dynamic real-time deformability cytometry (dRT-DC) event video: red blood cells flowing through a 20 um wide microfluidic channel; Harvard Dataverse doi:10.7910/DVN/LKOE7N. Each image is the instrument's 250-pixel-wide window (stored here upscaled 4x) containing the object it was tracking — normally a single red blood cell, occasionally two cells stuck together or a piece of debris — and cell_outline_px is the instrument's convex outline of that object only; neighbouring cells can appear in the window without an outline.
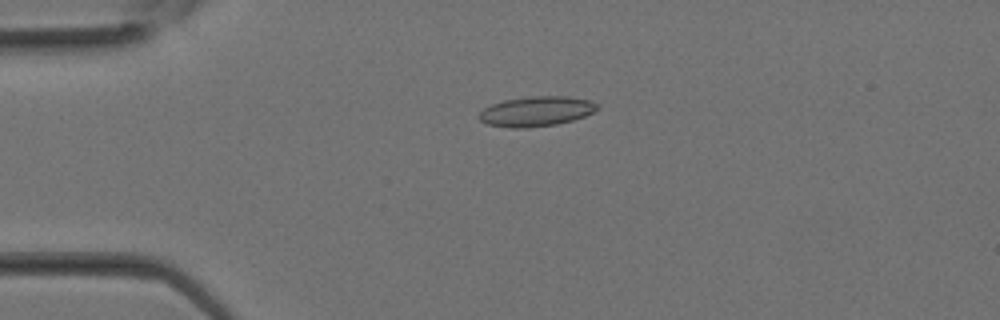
{"species": "Egyptian fruit bat (a non-hibernating species)", "species_latin": "Rousettus aegyptiacus", "temperature_condition": "room temperature", "stored_images_in_passage": 15, "camera_frame_rate_fps": 3000, "um_per_image_px": 0.085, "animal": {"sex": "female"}, "frame": {"image": 1, "passage_image": 8, "time_ms": 2.333, "image_size_px": [1000, 320], "cell_outline_px": [[600, 104], [592, 112], [584, 116], [572, 120], [556, 124], [524, 128], [512, 128], [488, 124], [480, 120], [476, 116], [484, 108], [492, 104], [504, 100], [528, 96], [568, 96], [592, 100]], "centroid_in_image_um": [45.58, 9.45], "position_along_channel_um": 39.4, "area_um2": 20.63}}
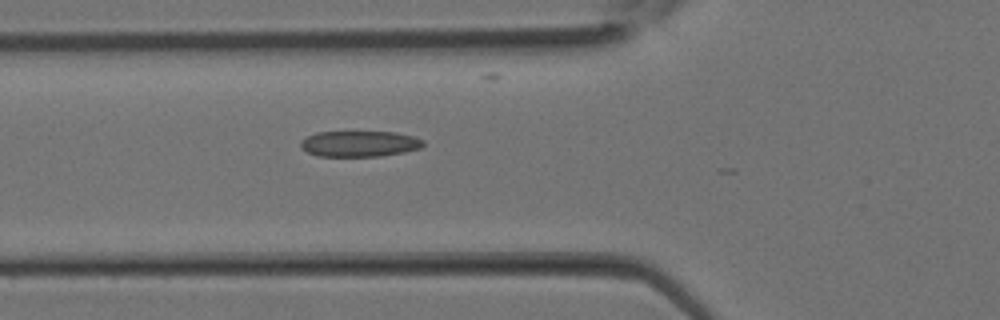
{"frame": {"image": 2, "passage_image": 12, "time_ms": 3.667, "image_size_px": [1000, 320], "cell_outline_px": [[424, 144], [420, 148], [404, 152], [380, 156], [316, 156], [308, 152], [300, 144], [300, 140], [316, 132], [396, 132], [412, 136], [424, 140]], "centroid_in_image_um": [30.56, 12.22], "position_along_channel_um": 95.2, "area_um2": 18.38}}
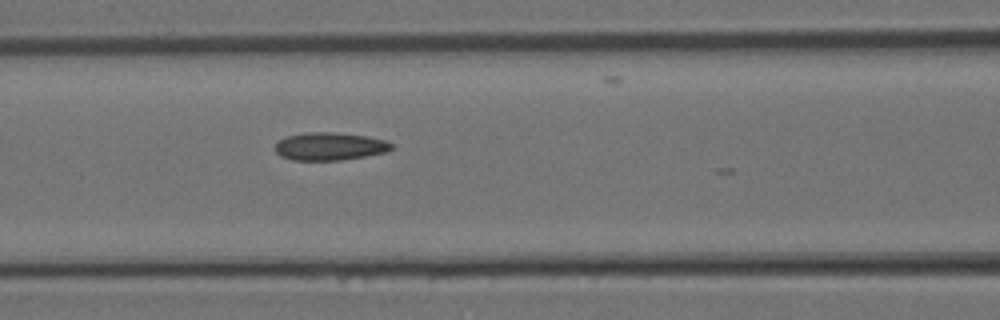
{"frame": {"image": 3, "passage_image": 14, "time_ms": 4.333, "image_size_px": [1000, 320], "cell_outline_px": [[392, 148], [384, 152], [364, 156], [340, 160], [292, 160], [280, 156], [276, 152], [276, 140], [288, 136], [308, 132], [332, 132], [368, 136], [384, 140], [392, 144]], "centroid_in_image_um": [27.98, 12.44], "position_along_channel_um": 138.6, "area_um2": 18.73}}